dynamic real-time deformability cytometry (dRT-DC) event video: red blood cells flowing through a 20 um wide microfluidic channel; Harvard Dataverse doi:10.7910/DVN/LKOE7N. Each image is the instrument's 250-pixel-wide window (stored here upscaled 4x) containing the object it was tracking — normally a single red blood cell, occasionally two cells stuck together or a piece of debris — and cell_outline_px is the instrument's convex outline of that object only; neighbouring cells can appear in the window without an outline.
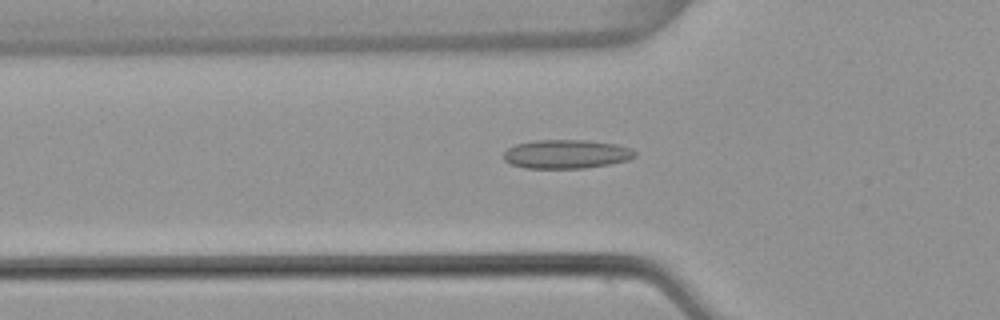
{"species": "common noctule bat (a hibernating species)", "species_latin": "Nyctalus noctula", "temperature_condition": "warm", "stored_images_in_passage": 53, "camera_frame_rate_fps": 3000, "um_per_image_px": 0.085, "animal": {"sex": "female", "body_mass_g": 22.7, "forearm_length_mm": 54.2}, "frame": {"image": 1, "passage_image": 18, "time_ms": 5.667, "image_size_px": [1000, 320], "cell_outline_px": [[636, 156], [628, 160], [608, 164], [584, 168], [524, 168], [512, 164], [504, 160], [504, 152], [508, 148], [516, 144], [536, 140], [584, 140], [616, 144], [632, 148], [636, 152]], "centroid_in_image_um": [48.15, 13.09], "position_along_channel_um": 77.7, "area_um2": 22.02}}
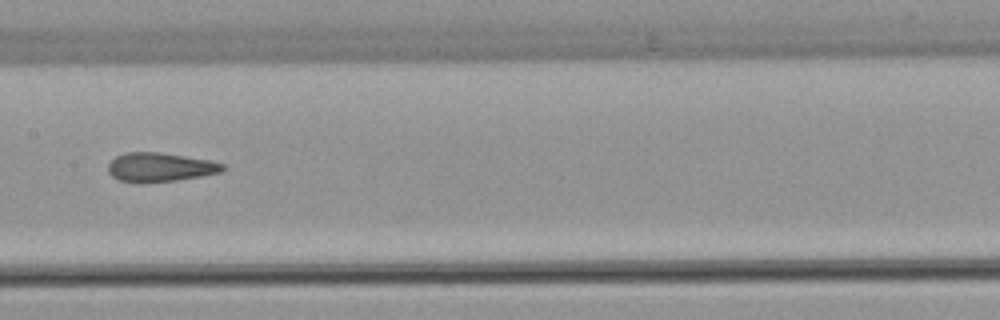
{"frame": {"image": 2, "passage_image": 27, "time_ms": 8.667, "image_size_px": [1000, 320], "cell_outline_px": [[224, 168], [220, 172], [200, 176], [176, 180], [120, 180], [112, 176], [108, 172], [108, 164], [116, 156], [124, 152], [156, 152], [184, 156], [208, 160], [224, 164]], "centroid_in_image_um": [13.59, 14.17], "position_along_channel_um": 193.8, "area_um2": 18.5}}
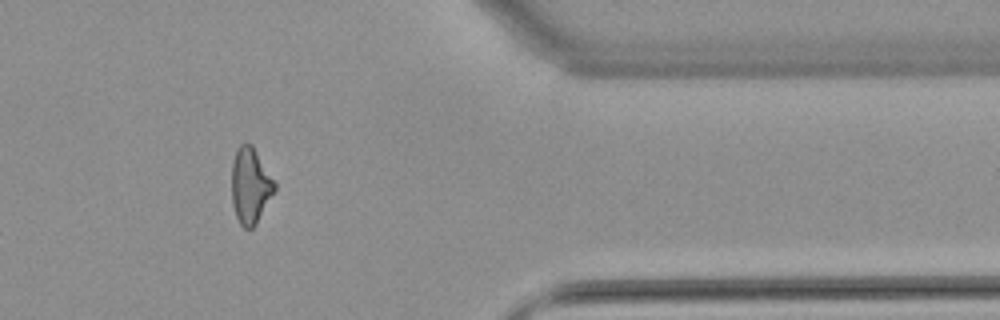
{"frame": {"image": 3, "passage_image": 44, "time_ms": 14.333, "image_size_px": [1000, 320], "cell_outline_px": [[276, 188], [256, 224], [252, 228], [244, 228], [240, 224], [236, 216], [232, 204], [232, 160], [236, 148], [240, 144], [252, 144], [276, 184]], "centroid_in_image_um": [21.26, 15.77], "position_along_channel_um": 390.1, "area_um2": 18.84}, "authors_computed_cell_mechanics": {"area_um2": 19.8254, "velocity_mm_per_s": 3.8429, "shape_relaxation_time_tau1_ms": null, "shape_relaxation_time_tau2_ms": 2.2632, "deformation_change_tau1": null, "deformation_change_tau2": 0.0981}}